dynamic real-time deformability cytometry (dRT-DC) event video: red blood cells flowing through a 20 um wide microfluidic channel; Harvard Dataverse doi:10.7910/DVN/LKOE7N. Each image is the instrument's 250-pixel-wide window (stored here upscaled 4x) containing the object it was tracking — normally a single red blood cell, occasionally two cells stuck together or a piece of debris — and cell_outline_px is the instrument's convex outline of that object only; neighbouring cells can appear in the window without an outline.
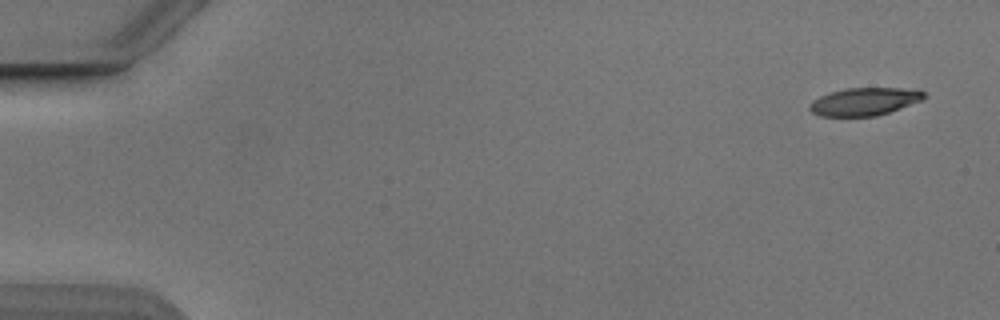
{"species": "Egyptian fruit bat (a non-hibernating species)", "species_latin": "Rousettus aegyptiacus", "temperature_condition": "cold", "stored_images_in_passage": 52, "camera_frame_rate_fps": 3000, "um_per_image_px": 0.085, "animal": {"sex": "male"}, "frame": {"image": 1, "passage_image": 1, "time_ms": 0.0, "image_size_px": [1000, 320], "cell_outline_px": [[928, 96], [920, 100], [900, 108], [876, 116], [820, 116], [812, 112], [808, 108], [812, 100], [820, 96], [844, 88], [920, 88]], "centroid_in_image_um": [73.5, 8.62], "position_along_channel_um": 11.5, "area_um2": 18.55}}
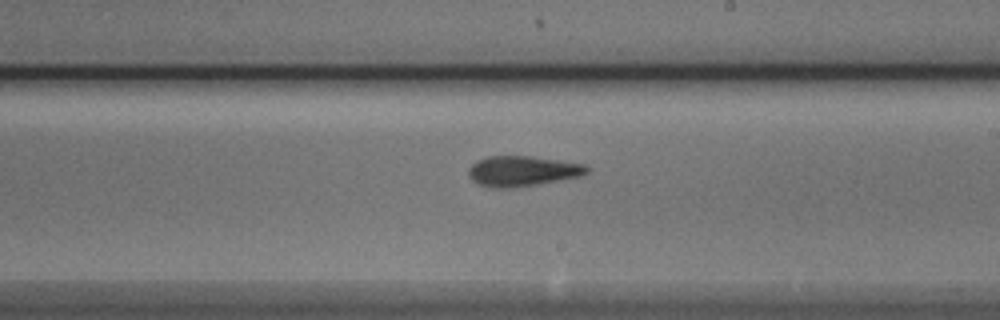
{"frame": {"image": 2, "passage_image": 30, "time_ms": 9.667, "image_size_px": [1000, 320], "cell_outline_px": [[588, 172], [580, 176], [536, 184], [508, 188], [488, 188], [472, 180], [468, 176], [468, 168], [476, 160], [488, 156], [532, 156], [584, 164], [588, 168]], "centroid_in_image_um": [44.35, 14.53], "position_along_channel_um": 244.7, "area_um2": 20.81}}
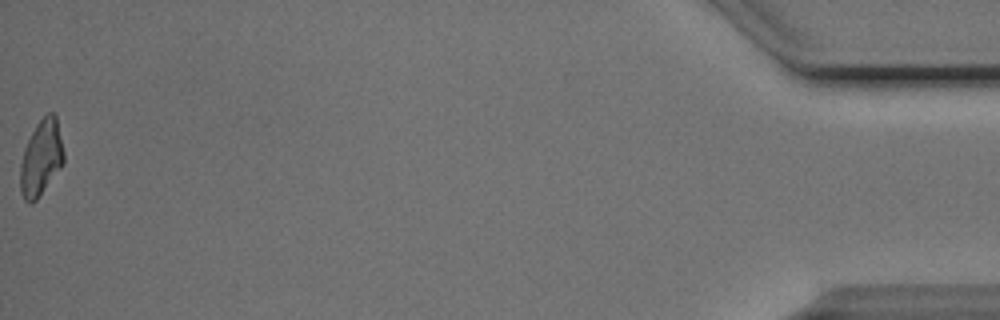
{"frame": {"image": 3, "passage_image": 52, "time_ms": 17.0, "image_size_px": [1000, 320], "cell_outline_px": [[64, 164], [36, 200], [32, 204], [28, 204], [24, 200], [20, 192], [20, 164], [24, 148], [36, 124], [48, 112], [52, 112], [56, 116], [64, 152]], "centroid_in_image_um": [3.49, 13.45], "position_along_channel_um": 431.7, "area_um2": 19.25}, "authors_computed_cell_mechanics": {"area_um2": 19.9121, "velocity_mm_per_s": 3.8694, "shape_relaxation_time_tau1_ms": 4.2786, "shape_relaxation_time_tau2_ms": 4.0893, "deformation_change_tau1": 0.1628, "deformation_change_tau2": 0.1539}}